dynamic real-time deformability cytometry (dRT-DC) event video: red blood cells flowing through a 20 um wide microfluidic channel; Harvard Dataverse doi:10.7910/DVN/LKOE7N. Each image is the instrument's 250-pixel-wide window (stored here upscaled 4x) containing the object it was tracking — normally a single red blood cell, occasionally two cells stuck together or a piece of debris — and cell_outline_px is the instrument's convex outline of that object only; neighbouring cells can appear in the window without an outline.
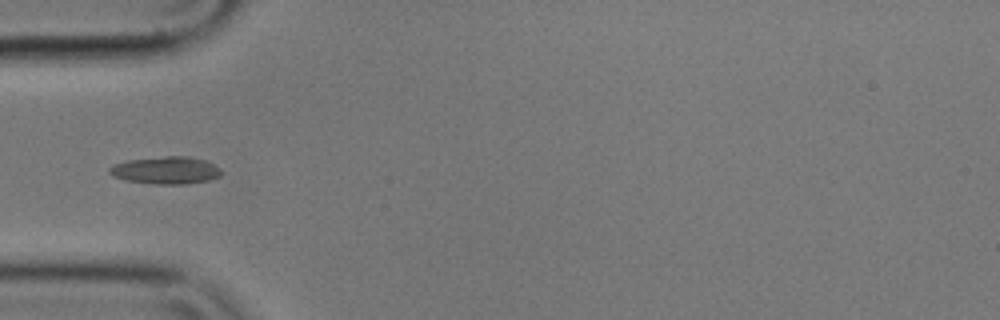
{"species": "common noctule bat (a hibernating species)", "species_latin": "Nyctalus noctula", "temperature_condition": "cold", "stored_images_in_passage": 3, "camera_frame_rate_fps": 3000, "um_per_image_px": 0.085, "animal": {"sex": "male", "body_mass_g": 17.9}, "frame": {"image": 1, "passage_image": 1, "time_ms": 0.0, "image_size_px": [1000, 320], "cell_outline_px": [[220, 176], [208, 180], [188, 184], [156, 184], [128, 180], [112, 176], [108, 172], [108, 168], [112, 164], [128, 160], [164, 156], [188, 156], [204, 160], [212, 164], [220, 172]], "centroid_in_image_um": [14.04, 14.47], "position_along_channel_um": 71.0, "area_um2": 17.69}}
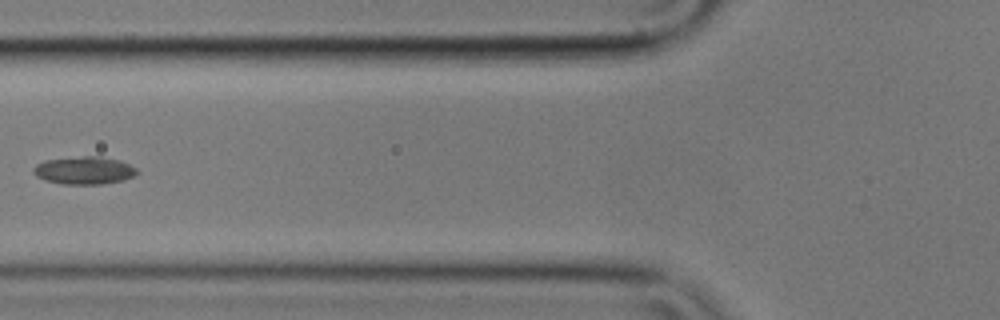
{"frame": {"image": 2, "passage_image": 2, "time_ms": 0.333, "image_size_px": [1000, 320], "cell_outline_px": [[140, 172], [136, 176], [124, 180], [100, 184], [64, 184], [44, 180], [36, 176], [32, 168], [36, 164], [44, 160], [84, 156], [100, 156], [120, 160], [136, 168]], "centroid_in_image_um": [7.18, 14.48], "position_along_channel_um": 118.6, "area_um2": 16.88}}
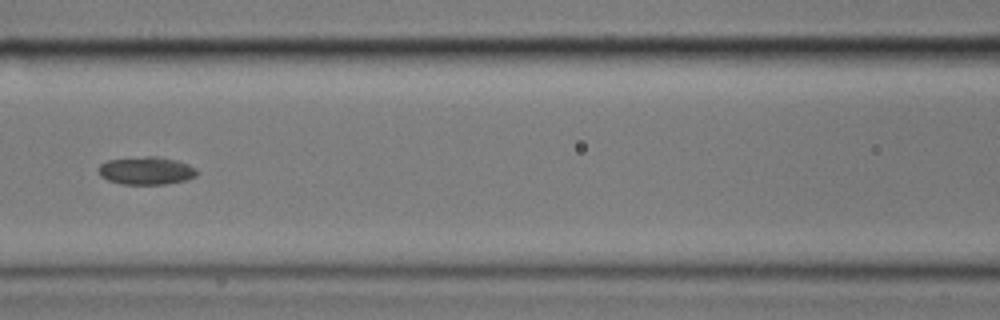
{"frame": {"image": 3, "passage_image": 3, "time_ms": 0.667, "image_size_px": [1000, 320], "cell_outline_px": [[200, 172], [196, 176], [184, 180], [164, 184], [120, 184], [108, 180], [100, 176], [100, 164], [108, 160], [148, 156], [156, 156], [176, 160], [188, 164], [196, 168]], "centroid_in_image_um": [12.46, 14.51], "position_along_channel_um": 154.1, "area_um2": 15.9}}